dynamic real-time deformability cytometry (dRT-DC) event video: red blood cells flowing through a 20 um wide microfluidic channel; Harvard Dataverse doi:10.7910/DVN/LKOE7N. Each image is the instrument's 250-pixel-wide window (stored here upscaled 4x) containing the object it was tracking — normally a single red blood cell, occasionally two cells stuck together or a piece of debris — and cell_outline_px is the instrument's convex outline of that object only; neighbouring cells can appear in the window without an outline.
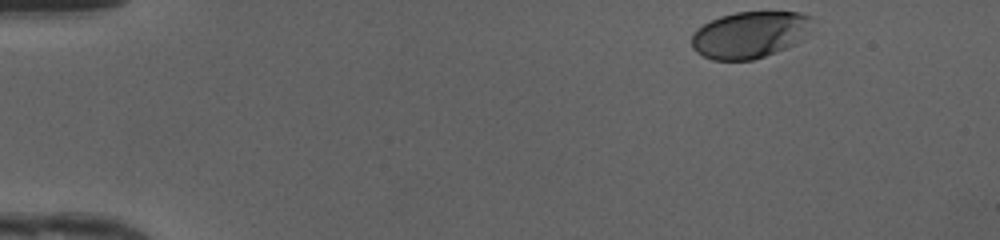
{"species": "human", "species_latin": "Homo sapiens", "temperature_condition": "cold", "stored_images_in_passage": 37, "camera_frame_rate_fps": 3000, "um_per_image_px": 0.085, "donor": {"sex": "female"}, "frame": {"image": 1, "passage_image": 1, "time_ms": 0.0, "image_size_px": [1000, 240], "cell_outline_px": [[812, 16], [804, 40], [788, 48], [752, 60], [712, 60], [696, 52], [692, 48], [692, 32], [696, 28], [720, 16], [736, 12], [800, 12]], "centroid_in_image_um": [63.72, 2.96], "position_along_channel_um": 21.3, "area_um2": 32.95}}
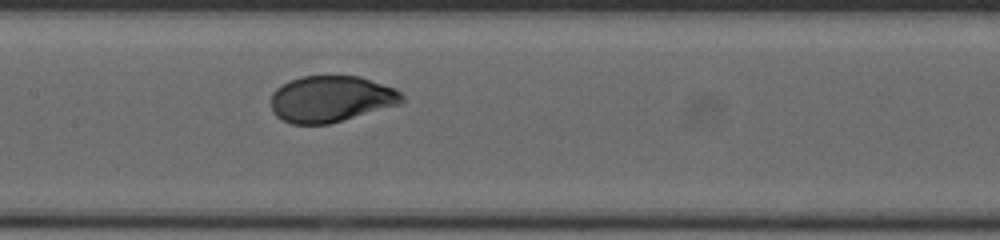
{"frame": {"image": 2, "passage_image": 20, "time_ms": 6.333, "image_size_px": [1000, 240], "cell_outline_px": [[404, 100], [400, 104], [328, 124], [292, 124], [276, 116], [272, 112], [272, 92], [276, 88], [288, 80], [300, 76], [360, 76], [396, 88], [404, 96]], "centroid_in_image_um": [28.13, 8.4], "position_along_channel_um": 179.3, "area_um2": 35.43}}
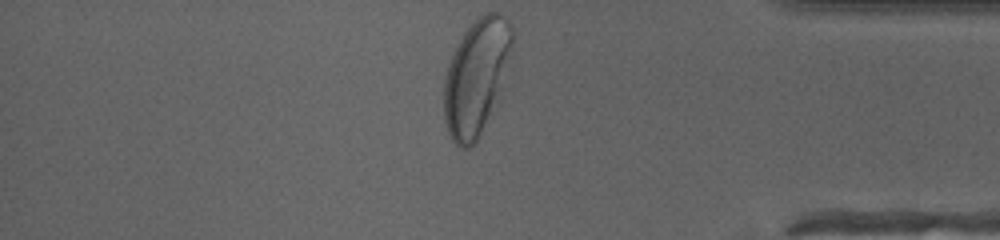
{"frame": {"image": 3, "passage_image": 37, "time_ms": 12.0, "image_size_px": [1000, 240], "cell_outline_px": [[512, 48], [500, 88], [480, 132], [476, 140], [468, 148], [460, 148], [452, 140], [448, 132], [444, 120], [444, 80], [448, 64], [456, 44], [464, 32], [484, 12], [500, 12], [508, 20], [512, 28]], "centroid_in_image_um": [40.45, 6.48], "position_along_channel_um": 394.8, "area_um2": 44.91}, "authors_computed_cell_mechanics": {"area_um2": 36.1828, "velocity_mm_per_s": 4.1748, "shape_relaxation_time_tau1_ms": 2.3434, "shape_relaxation_time_tau2_ms": null, "deformation_change_tau1": 0.1416, "deformation_change_tau2": null}}